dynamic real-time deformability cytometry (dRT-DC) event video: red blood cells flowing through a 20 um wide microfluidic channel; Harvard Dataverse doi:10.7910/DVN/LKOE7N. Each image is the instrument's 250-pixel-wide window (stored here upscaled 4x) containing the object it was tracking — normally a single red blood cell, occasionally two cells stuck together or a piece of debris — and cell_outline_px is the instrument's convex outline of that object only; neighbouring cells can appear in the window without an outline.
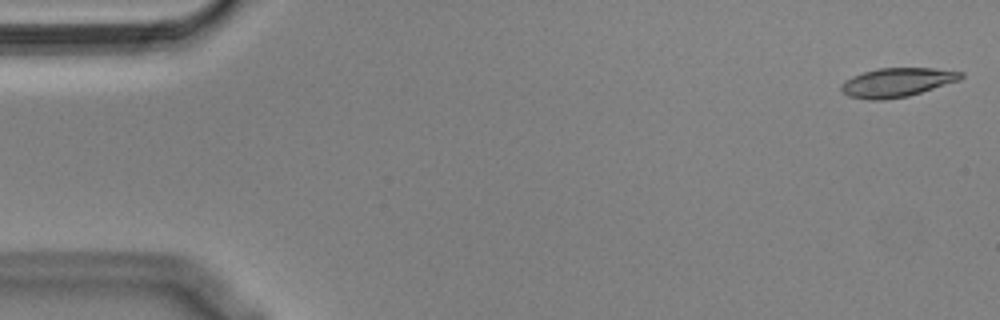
{"species": "Egyptian fruit bat (a non-hibernating species)", "species_latin": "Rousettus aegyptiacus", "temperature_condition": "cold", "stored_images_in_passage": 54, "camera_frame_rate_fps": 3000, "um_per_image_px": 0.085, "animal": {"sex": "male"}, "frame": {"image": 1, "passage_image": 1, "time_ms": 0.0, "image_size_px": [1000, 320], "cell_outline_px": [[964, 76], [960, 80], [908, 96], [884, 100], [868, 100], [848, 96], [840, 88], [840, 84], [844, 80], [852, 76], [864, 72], [880, 68], [932, 68], [964, 72]], "centroid_in_image_um": [76.23, 7.0], "position_along_channel_um": 8.8, "area_um2": 20.23}}
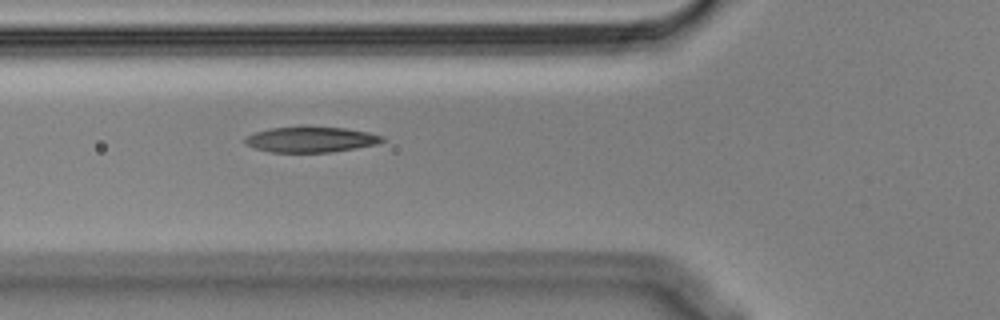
{"frame": {"image": 2, "passage_image": 19, "time_ms": 6.0, "image_size_px": [1000, 320], "cell_outline_px": [[384, 140], [376, 144], [356, 148], [332, 152], [272, 152], [256, 148], [244, 144], [244, 140], [248, 136], [256, 132], [272, 128], [300, 124], [308, 124], [344, 128], [368, 132], [384, 136]], "centroid_in_image_um": [26.43, 11.82], "position_along_channel_um": 99.4, "area_um2": 20.98}}
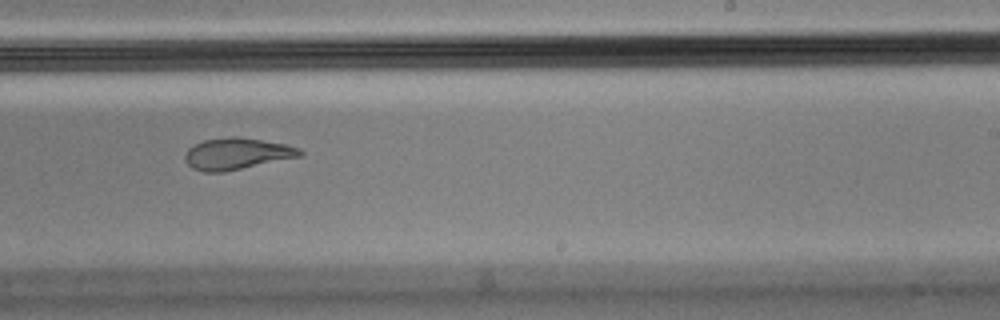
{"frame": {"image": 3, "passage_image": 33, "time_ms": 10.667, "image_size_px": [1000, 320], "cell_outline_px": [[304, 152], [300, 156], [224, 172], [204, 172], [192, 168], [184, 160], [184, 156], [188, 148], [204, 140], [232, 136], [240, 136], [284, 144], [300, 148]], "centroid_in_image_um": [20.1, 13.06], "position_along_channel_um": 268.9, "area_um2": 21.04}, "authors_computed_cell_mechanics": {"area_um2": 21.1259, "velocity_mm_per_s": 3.6256, "shape_relaxation_time_tau1_ms": null, "shape_relaxation_time_tau2_ms": 2.639, "deformation_change_tau1": null, "deformation_change_tau2": 0.1043}}